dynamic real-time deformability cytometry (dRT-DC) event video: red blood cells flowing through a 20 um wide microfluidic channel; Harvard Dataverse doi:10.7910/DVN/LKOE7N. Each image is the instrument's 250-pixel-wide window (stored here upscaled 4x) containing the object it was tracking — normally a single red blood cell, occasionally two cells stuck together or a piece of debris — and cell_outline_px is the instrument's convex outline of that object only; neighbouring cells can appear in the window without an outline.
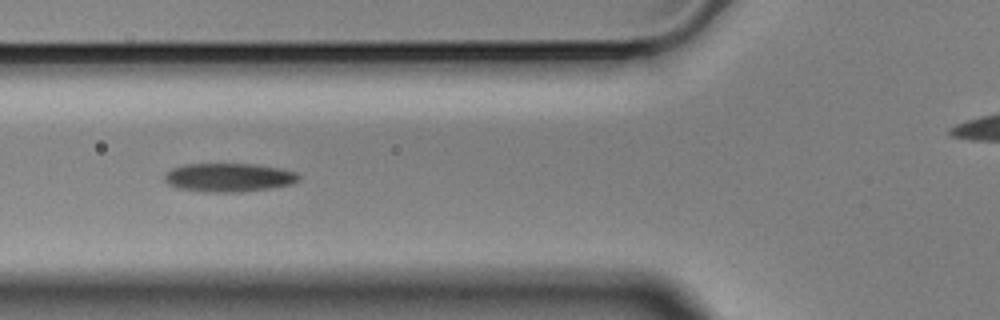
{"species": "Egyptian fruit bat (a non-hibernating species)", "species_latin": "Rousettus aegyptiacus", "temperature_condition": "cold", "stored_images_in_passage": 16, "camera_frame_rate_fps": 3000, "um_per_image_px": 0.085, "animal": {"sex": "male"}, "frame": {"image": 1, "passage_image": 6, "time_ms": 1.667, "image_size_px": [1000, 320], "cell_outline_px": [[300, 180], [292, 184], [244, 192], [204, 192], [176, 188], [168, 184], [164, 180], [164, 176], [172, 168], [184, 164], [256, 164], [280, 168], [296, 172], [300, 176]], "centroid_in_image_um": [19.45, 15.09], "position_along_channel_um": 106.4, "area_um2": 22.54}}
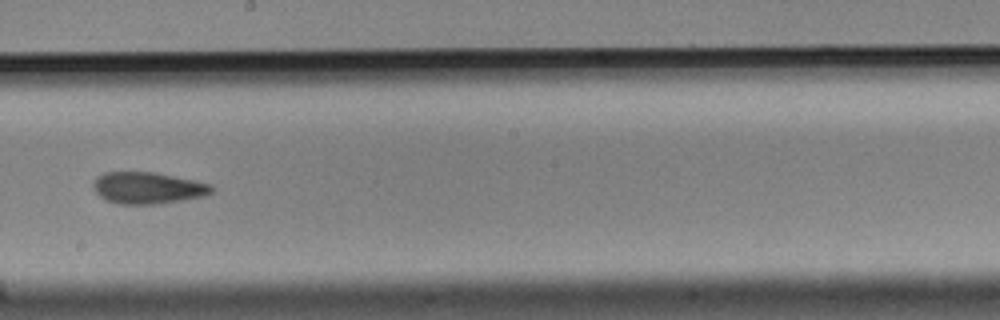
{"frame": {"image": 2, "passage_image": 9, "time_ms": 2.667, "image_size_px": [1000, 320], "cell_outline_px": [[212, 192], [204, 196], [184, 200], [156, 204], [120, 204], [108, 200], [100, 196], [96, 192], [92, 184], [96, 176], [104, 172], [156, 172], [212, 184]], "centroid_in_image_um": [12.56, 15.97], "position_along_channel_um": 235.6, "area_um2": 21.85}}
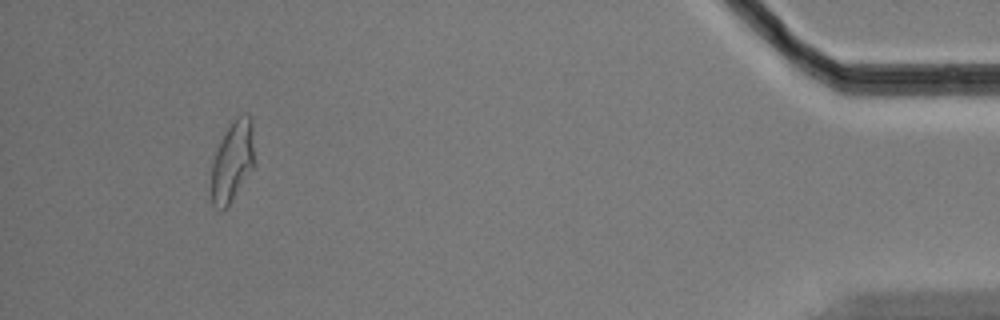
{"frame": {"image": 3, "passage_image": 15, "time_ms": 4.667, "image_size_px": [1000, 320], "cell_outline_px": [[252, 168], [228, 208], [220, 212], [212, 208], [212, 164], [216, 152], [224, 132], [236, 116], [244, 112], [248, 112], [252, 120]], "centroid_in_image_um": [19.73, 13.74], "position_along_channel_um": 415.5, "area_um2": 20.17}}